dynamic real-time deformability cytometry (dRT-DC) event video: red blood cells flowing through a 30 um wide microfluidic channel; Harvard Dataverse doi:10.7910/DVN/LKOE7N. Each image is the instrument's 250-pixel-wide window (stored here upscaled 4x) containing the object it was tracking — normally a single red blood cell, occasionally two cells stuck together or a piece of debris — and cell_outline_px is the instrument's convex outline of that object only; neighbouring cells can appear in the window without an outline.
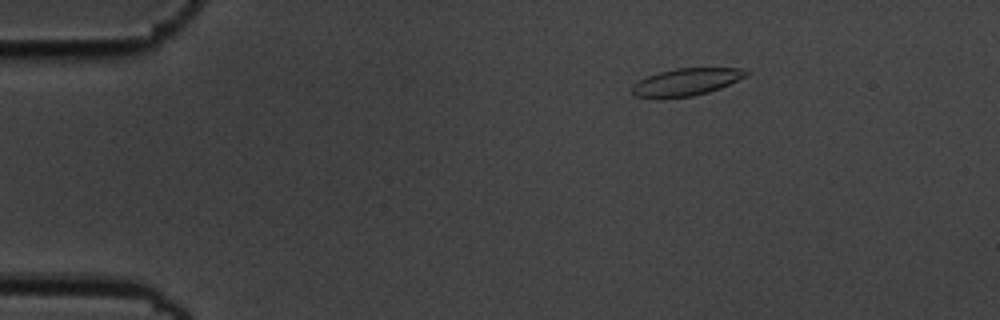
{"species": "common noctule bat (a hibernating species)", "species_latin": "Nyctalus noctula", "temperature_condition": "cold", "stored_images_in_passage": 5, "camera_frame_rate_fps": 3000, "um_per_image_px": 0.085, "animal": {"sex": "male", "body_mass_g": 19.5, "forearm_length_mm": 54.6}, "frame": {"image": 1, "passage_image": 3, "time_ms": 0.667, "image_size_px": [1000, 320], "cell_outline_px": [[752, 72], [748, 76], [720, 88], [708, 92], [692, 96], [636, 96], [632, 92], [632, 88], [640, 80], [648, 76], [660, 72], [676, 68], [740, 68]], "centroid_in_image_um": [58.45, 6.93], "position_along_channel_um": 26.5, "area_um2": 17.57}}